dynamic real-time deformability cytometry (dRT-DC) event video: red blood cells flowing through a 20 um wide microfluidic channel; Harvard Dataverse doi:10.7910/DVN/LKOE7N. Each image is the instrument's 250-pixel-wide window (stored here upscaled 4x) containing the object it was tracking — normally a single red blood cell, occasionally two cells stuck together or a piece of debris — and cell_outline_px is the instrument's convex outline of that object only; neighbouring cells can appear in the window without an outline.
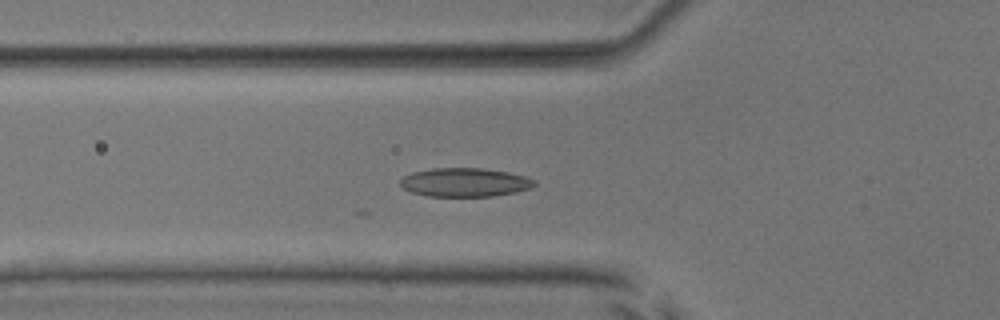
{"species": "common noctule bat (a hibernating species)", "species_latin": "Nyctalus noctula", "temperature_condition": "room temperature", "stored_images_in_passage": 42, "camera_frame_rate_fps": 3000, "um_per_image_px": 0.085, "animal": {"sex": "male", "body_mass_g": 17.9, "forearm_length_mm": 54.2}, "frame": {"image": 1, "passage_image": 19, "time_ms": 6.0, "image_size_px": [1000, 320], "cell_outline_px": [[536, 184], [528, 188], [516, 192], [492, 196], [428, 196], [412, 192], [404, 188], [400, 184], [400, 180], [404, 176], [412, 172], [432, 168], [480, 168], [508, 172], [524, 176], [536, 180]], "centroid_in_image_um": [39.5, 15.49], "position_along_channel_um": 86.3, "area_um2": 22.31}}